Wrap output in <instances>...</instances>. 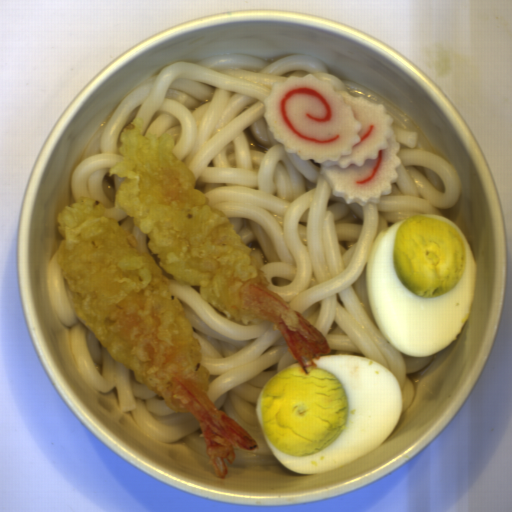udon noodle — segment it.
<instances>
[{
	"instance_id": "udon-noodle-2",
	"label": "udon noodle",
	"mask_w": 512,
	"mask_h": 512,
	"mask_svg": "<svg viewBox=\"0 0 512 512\" xmlns=\"http://www.w3.org/2000/svg\"><path fill=\"white\" fill-rule=\"evenodd\" d=\"M168 292L182 304L199 340L203 365L209 371V389L205 391L218 410L241 425L259 445L255 451L234 447V459L227 467L284 466L269 447L258 418V396L264 385L279 371L296 362L281 331L261 322L250 326L228 319L200 298V286H182L171 275Z\"/></svg>"
},
{
	"instance_id": "udon-noodle-3",
	"label": "udon noodle",
	"mask_w": 512,
	"mask_h": 512,
	"mask_svg": "<svg viewBox=\"0 0 512 512\" xmlns=\"http://www.w3.org/2000/svg\"><path fill=\"white\" fill-rule=\"evenodd\" d=\"M50 304L56 316L70 329L69 341L75 365L84 383L94 391L108 394L115 388L118 410L131 412L141 431L152 440L174 444L184 440L190 450L208 458L202 429L189 412H174L164 398L143 383L133 372L116 362L90 329L77 317L72 293L66 283L57 252L46 268Z\"/></svg>"
},
{
	"instance_id": "udon-noodle-1",
	"label": "udon noodle",
	"mask_w": 512,
	"mask_h": 512,
	"mask_svg": "<svg viewBox=\"0 0 512 512\" xmlns=\"http://www.w3.org/2000/svg\"><path fill=\"white\" fill-rule=\"evenodd\" d=\"M307 73L331 81L336 91L386 104L402 164L393 193L379 205L346 206L331 194L320 165L285 153L268 132L263 100L271 84ZM134 118L144 120L142 135L175 137L173 152L194 172L207 204L225 213L265 266L267 287L319 330L329 354L361 355L385 366L401 387L402 413L408 411L416 396L408 374L424 369L435 354L409 358L383 336L369 302L366 266L375 239L393 223L416 215L444 217L441 210L459 206V165L399 106L330 73L316 55L266 61L236 52L177 61L128 92L103 127L100 154L82 158L71 171L74 200L87 196L103 203L104 215L136 237L140 254L150 252L147 235L114 206L125 177H108L124 158L121 134Z\"/></svg>"
}]
</instances>
